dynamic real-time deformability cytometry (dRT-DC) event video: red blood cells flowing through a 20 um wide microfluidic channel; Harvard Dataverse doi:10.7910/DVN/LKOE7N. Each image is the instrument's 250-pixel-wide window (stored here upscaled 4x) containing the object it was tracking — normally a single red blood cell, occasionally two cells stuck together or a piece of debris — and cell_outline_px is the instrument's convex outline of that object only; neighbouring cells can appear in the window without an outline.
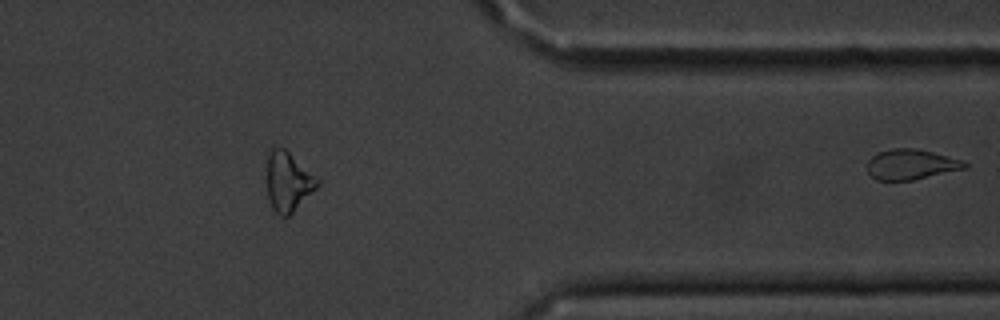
{"species": "common noctule bat (a hibernating species)", "species_latin": "Nyctalus noctula", "temperature_condition": "cold", "stored_images_in_passage": 45, "segment_of_instrument_passage": [2, 2], "camera_frame_rate_fps": 3000, "um_per_image_px": 0.085, "animal": {"sex": "male", "body_mass_g": 20.1, "forearm_length_mm": 53.5}, "frame": {"image": 1, "passage_image": 45, "time_ms": 14.667, "image_size_px": [1000, 320], "cell_outline_px": [[968, 168], [912, 180], [876, 180], [868, 172], [868, 160], [876, 152], [892, 148], [916, 148], [964, 160], [968, 164]], "centroid_in_image_um": [77.45, 13.97], "position_along_channel_um": 333.9, "area_um2": 17.28}}